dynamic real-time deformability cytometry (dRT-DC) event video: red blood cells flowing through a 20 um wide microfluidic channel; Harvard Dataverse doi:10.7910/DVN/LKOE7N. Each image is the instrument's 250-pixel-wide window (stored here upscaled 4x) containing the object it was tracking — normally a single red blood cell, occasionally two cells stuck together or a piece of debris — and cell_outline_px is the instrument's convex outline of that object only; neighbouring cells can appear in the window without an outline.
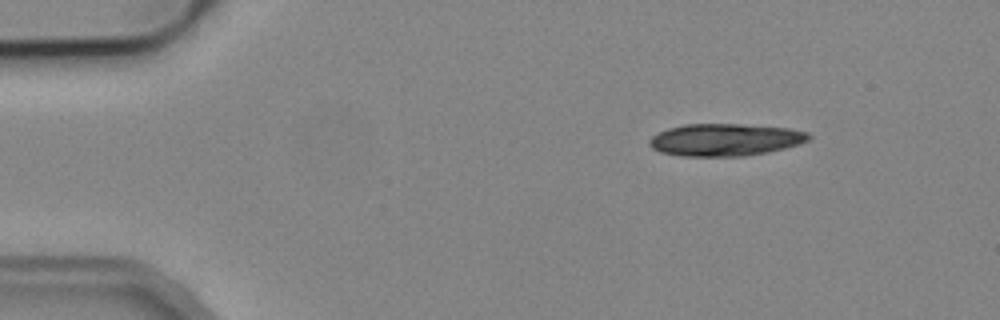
{"species": "common noctule bat (a hibernating species)", "species_latin": "Nyctalus noctula", "temperature_condition": "cold", "stored_images_in_passage": 3, "camera_frame_rate_fps": 3000, "um_per_image_px": 0.085, "animal": {"sex": "male", "body_mass_g": 19.2, "forearm_length_mm": 51.8}, "frame": {"image": 1, "passage_image": 1, "time_ms": 0.0, "image_size_px": [1000, 320], "cell_outline_px": [[812, 136], [808, 140], [800, 144], [768, 152], [744, 156], [680, 156], [660, 152], [652, 148], [648, 144], [648, 140], [652, 136], [668, 128], [684, 124], [740, 124], [788, 128], [808, 132]], "centroid_in_image_um": [61.62, 11.88], "position_along_channel_um": 23.4, "area_um2": 30.06}}